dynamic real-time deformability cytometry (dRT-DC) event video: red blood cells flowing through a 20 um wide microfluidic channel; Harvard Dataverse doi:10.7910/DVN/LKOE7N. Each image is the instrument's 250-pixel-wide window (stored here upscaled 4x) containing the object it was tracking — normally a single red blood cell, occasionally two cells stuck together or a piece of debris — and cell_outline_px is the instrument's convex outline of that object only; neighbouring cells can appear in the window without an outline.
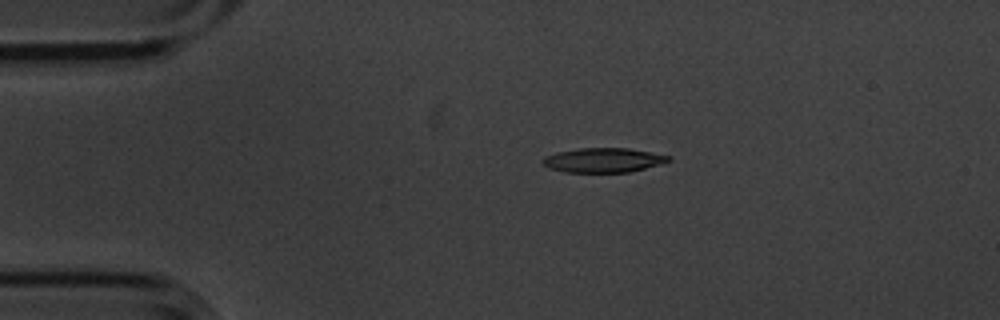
{"species": "common noctule bat (a hibernating species)", "species_latin": "Nyctalus noctula", "temperature_condition": "cold", "stored_images_in_passage": 3, "camera_frame_rate_fps": 3000, "um_per_image_px": 0.085, "animal": {"sex": "male", "body_mass_g": 20.1, "forearm_length_mm": 53.5}, "frame": {"image": 1, "passage_image": 1, "time_ms": 0.0, "image_size_px": [1000, 320], "cell_outline_px": [[672, 160], [644, 168], [628, 172], [564, 172], [548, 168], [540, 164], [540, 160], [544, 156], [556, 152], [576, 148], [628, 148], [672, 156]], "centroid_in_image_um": [51.2, 13.61], "position_along_channel_um": 33.8, "area_um2": 18.09}}
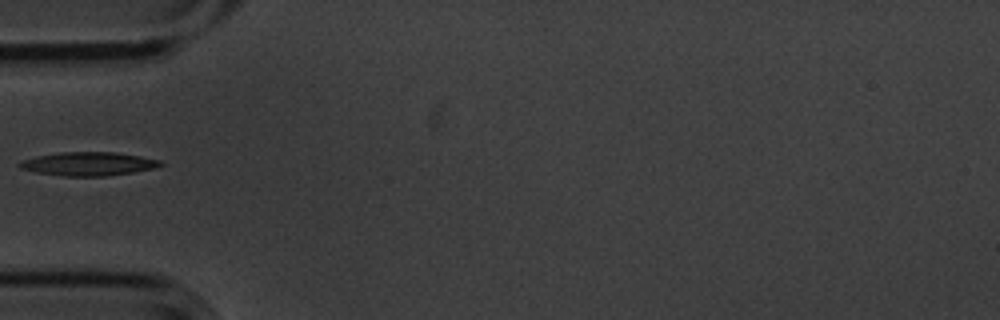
{"frame": {"image": 2, "passage_image": 3, "time_ms": 0.667, "image_size_px": [1000, 320], "cell_outline_px": [[164, 164], [156, 168], [136, 172], [108, 176], [64, 176], [36, 172], [20, 168], [16, 164], [20, 160], [36, 156], [60, 152], [116, 152], [140, 156], [160, 160]], "centroid_in_image_um": [7.52, 13.93], "position_along_channel_um": 77.5, "area_um2": 19.59}}